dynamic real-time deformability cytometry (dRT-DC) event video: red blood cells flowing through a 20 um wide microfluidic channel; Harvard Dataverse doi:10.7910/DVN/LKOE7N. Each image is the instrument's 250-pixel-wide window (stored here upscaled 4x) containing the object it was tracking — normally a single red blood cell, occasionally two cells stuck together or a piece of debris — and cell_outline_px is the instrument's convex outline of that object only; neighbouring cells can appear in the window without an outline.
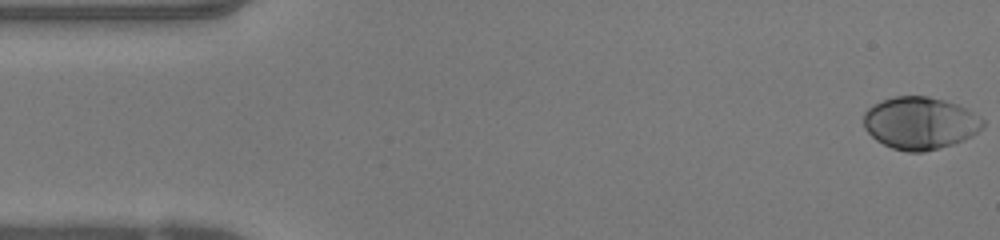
{"species": "human", "species_latin": "Homo sapiens", "temperature_condition": "warm", "stored_images_in_passage": 48, "camera_frame_rate_fps": 3000, "um_per_image_px": 0.085, "donor": {"sex": "female"}, "frame": {"image": 1, "passage_image": 1, "time_ms": 0.0, "image_size_px": [1000, 240], "cell_outline_px": [[984, 128], [964, 140], [952, 144], [920, 152], [908, 152], [892, 148], [876, 140], [864, 128], [864, 112], [872, 104], [880, 100], [896, 96], [928, 96], [944, 100], [956, 104], [972, 112], [984, 120]], "centroid_in_image_um": [78.18, 10.45], "position_along_channel_um": 6.8, "area_um2": 36.3}}
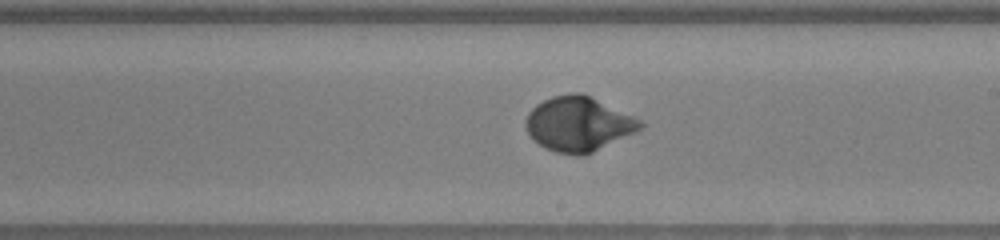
{"frame": {"image": 2, "passage_image": 27, "time_ms": 8.667, "image_size_px": [1000, 240], "cell_outline_px": [[644, 124], [636, 132], [584, 156], [580, 156], [556, 152], [544, 148], [528, 132], [524, 124], [528, 112], [536, 104], [552, 96], [572, 92], [580, 92], [632, 116], [640, 120]], "centroid_in_image_um": [49.14, 10.54], "position_along_channel_um": 239.9, "area_um2": 36.07}}
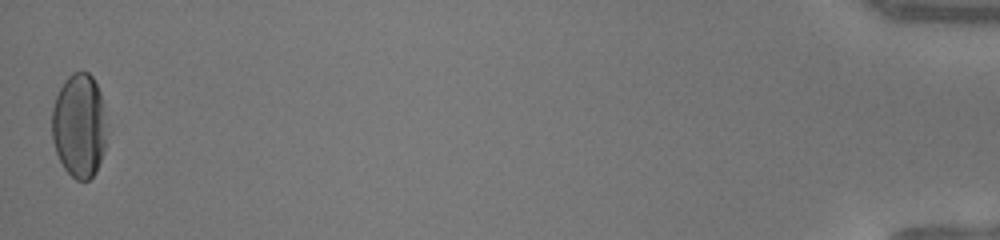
{"frame": {"image": 3, "passage_image": 48, "time_ms": 15.667, "image_size_px": [1000, 240], "cell_outline_px": [[104, 152], [96, 172], [88, 180], [76, 180], [64, 168], [56, 152], [52, 140], [52, 108], [56, 96], [64, 80], [72, 72], [88, 72], [92, 76], [104, 100]], "centroid_in_image_um": [6.72, 10.66], "position_along_channel_um": 428.5, "area_um2": 33.18}, "authors_computed_cell_mechanics": {"area_um2": 34.2754, "velocity_mm_per_s": 4.1882, "shape_relaxation_time_tau1_ms": 2.8323, "shape_relaxation_time_tau2_ms": null, "deformation_change_tau1": 0.1892, "deformation_change_tau2": null}}